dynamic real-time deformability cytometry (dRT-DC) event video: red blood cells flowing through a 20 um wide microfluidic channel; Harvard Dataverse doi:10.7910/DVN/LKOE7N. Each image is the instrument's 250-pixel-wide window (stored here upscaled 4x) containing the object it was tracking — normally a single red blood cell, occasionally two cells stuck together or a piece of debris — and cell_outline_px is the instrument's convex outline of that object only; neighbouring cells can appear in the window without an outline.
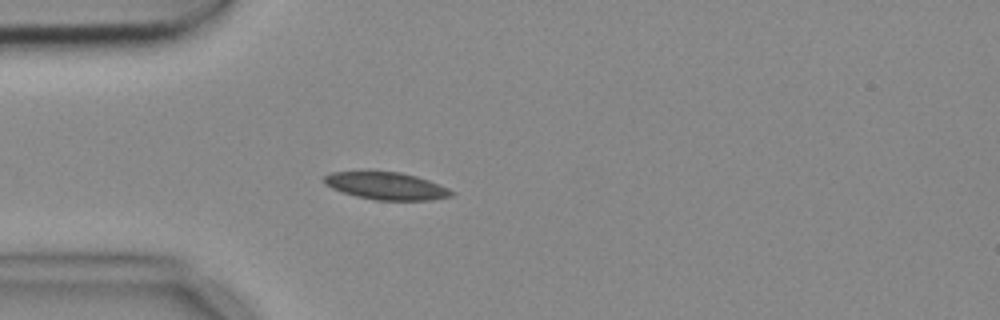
{"species": "common noctule bat (a hibernating species)", "species_latin": "Nyctalus noctula", "temperature_condition": "cold", "stored_images_in_passage": 4, "camera_frame_rate_fps": 3000, "um_per_image_px": 0.085, "animal": {"sex": "female", "body_mass_g": 18.4}, "frame": {"image": 1, "passage_image": 4, "time_ms": 1.0, "image_size_px": [1000, 320], "cell_outline_px": [[456, 192], [452, 196], [432, 200], [376, 200], [356, 196], [340, 192], [324, 184], [324, 176], [332, 172], [400, 172], [416, 176], [440, 184]], "centroid_in_image_um": [32.86, 15.81], "position_along_channel_um": 52.1, "area_um2": 20.29}}